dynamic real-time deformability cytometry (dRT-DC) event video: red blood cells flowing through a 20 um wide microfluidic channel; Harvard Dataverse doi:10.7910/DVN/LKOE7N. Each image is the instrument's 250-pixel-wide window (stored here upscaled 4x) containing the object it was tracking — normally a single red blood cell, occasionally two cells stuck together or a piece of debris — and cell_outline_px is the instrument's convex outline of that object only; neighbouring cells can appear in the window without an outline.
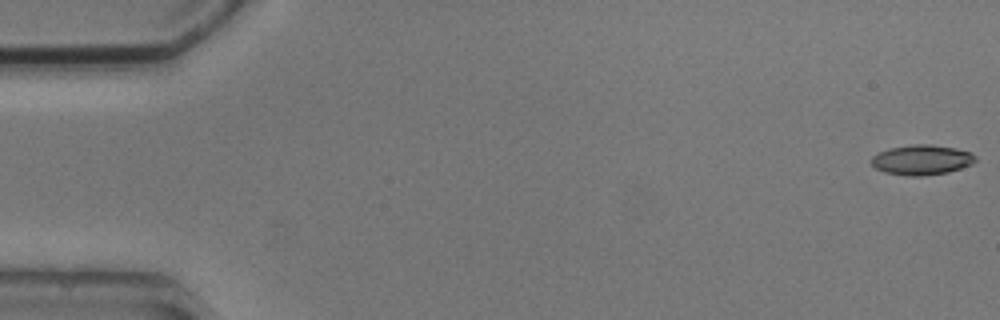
{"species": "common noctule bat (a hibernating species)", "species_latin": "Nyctalus noctula", "temperature_condition": "cold", "stored_images_in_passage": 5, "camera_frame_rate_fps": 3000, "um_per_image_px": 0.085, "animal": {"sex": "male", "body_mass_g": 20.5, "forearm_length_mm": 52.5}, "frame": {"image": 1, "passage_image": 1, "time_ms": 0.0, "image_size_px": [1000, 320], "cell_outline_px": [[976, 160], [972, 164], [948, 172], [920, 176], [908, 176], [884, 172], [876, 168], [872, 164], [872, 156], [888, 148], [912, 144], [932, 144], [956, 148], [972, 152], [976, 156]], "centroid_in_image_um": [78.37, 13.57], "position_along_channel_um": 6.6, "area_um2": 18.26}}
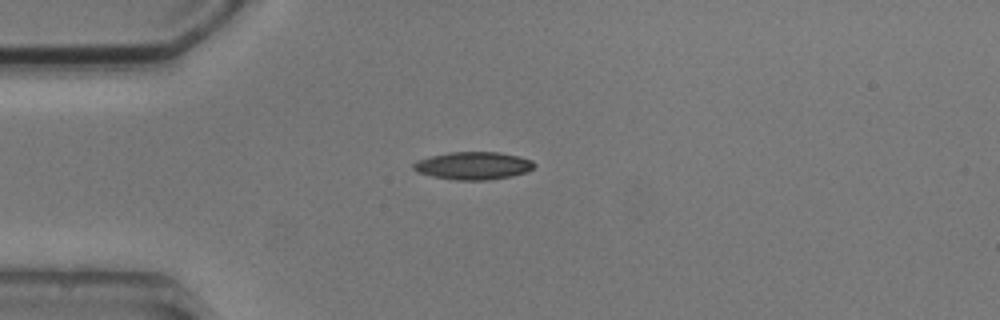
{"frame": {"image": 2, "passage_image": 4, "time_ms": 4.333, "image_size_px": [1000, 320], "cell_outline_px": [[536, 164], [528, 172], [512, 176], [488, 180], [456, 180], [432, 176], [416, 172], [412, 168], [412, 164], [416, 160], [432, 156], [452, 152], [500, 152], [520, 156], [532, 160]], "centroid_in_image_um": [40.24, 14.08], "position_along_channel_um": 44.8, "area_um2": 19.65}}